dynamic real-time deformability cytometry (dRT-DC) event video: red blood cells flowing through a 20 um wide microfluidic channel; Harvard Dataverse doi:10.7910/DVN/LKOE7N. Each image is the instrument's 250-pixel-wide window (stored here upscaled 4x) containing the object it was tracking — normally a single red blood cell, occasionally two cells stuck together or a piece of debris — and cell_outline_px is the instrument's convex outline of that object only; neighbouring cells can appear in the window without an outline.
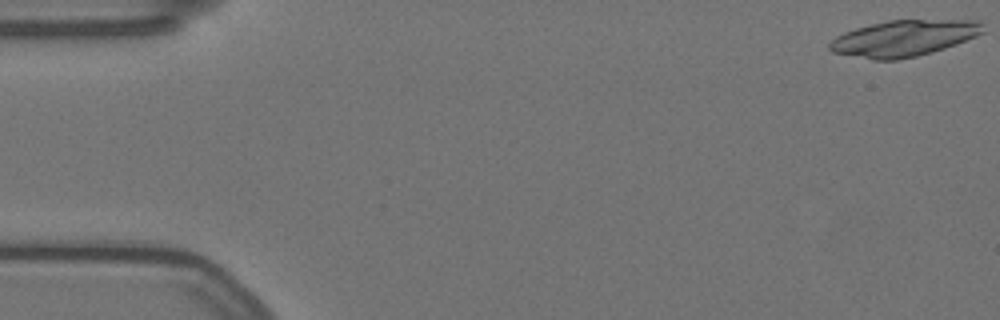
{"species": "Egyptian fruit bat (a non-hibernating species)", "species_latin": "Rousettus aegyptiacus", "temperature_condition": "warm", "stored_images_in_passage": 43, "camera_frame_rate_fps": 3000, "um_per_image_px": 0.085, "animal": {"sex": "female"}, "frame": {"image": 1, "passage_image": 1, "time_ms": 0.0, "image_size_px": [1000, 320], "cell_outline_px": [[984, 32], [976, 36], [956, 44], [932, 52], [916, 56], [896, 60], [872, 60], [832, 52], [828, 48], [828, 44], [836, 36], [844, 32], [856, 28], [888, 20], [984, 20]], "centroid_in_image_um": [76.84, 3.25], "position_along_channel_um": 8.2, "area_um2": 32.43}}